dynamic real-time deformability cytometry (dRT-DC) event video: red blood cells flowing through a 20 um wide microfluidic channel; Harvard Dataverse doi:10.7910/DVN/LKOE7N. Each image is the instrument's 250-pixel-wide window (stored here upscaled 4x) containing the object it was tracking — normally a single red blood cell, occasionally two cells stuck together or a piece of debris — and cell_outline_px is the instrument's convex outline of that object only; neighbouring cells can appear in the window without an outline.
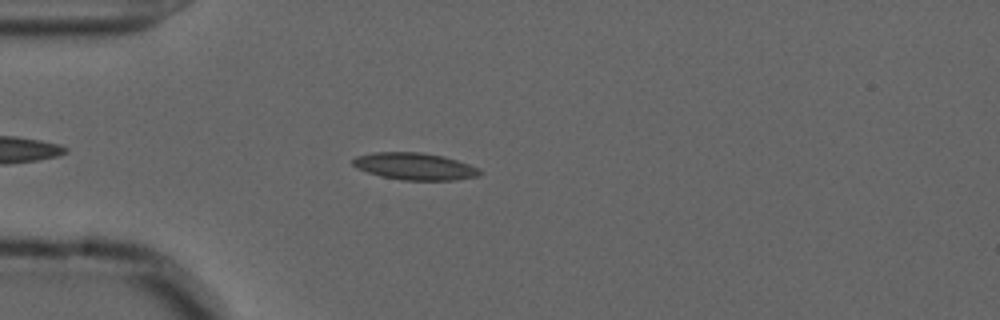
{"species": "common noctule bat (a hibernating species)", "species_latin": "Nyctalus noctula", "temperature_condition": "cold", "stored_images_in_passage": 39, "camera_frame_rate_fps": 3000, "um_per_image_px": 0.085, "animal": {"sex": "male", "forearm_length_mm": 52.5}, "frame": {"image": 1, "passage_image": 7, "time_ms": 2.0, "image_size_px": [1000, 320], "cell_outline_px": [[484, 172], [480, 176], [456, 180], [400, 180], [380, 176], [356, 168], [352, 164], [352, 160], [356, 156], [372, 152], [420, 152], [444, 156], [480, 168]], "centroid_in_image_um": [35.27, 14.14], "position_along_channel_um": 49.7, "area_um2": 20.23}}
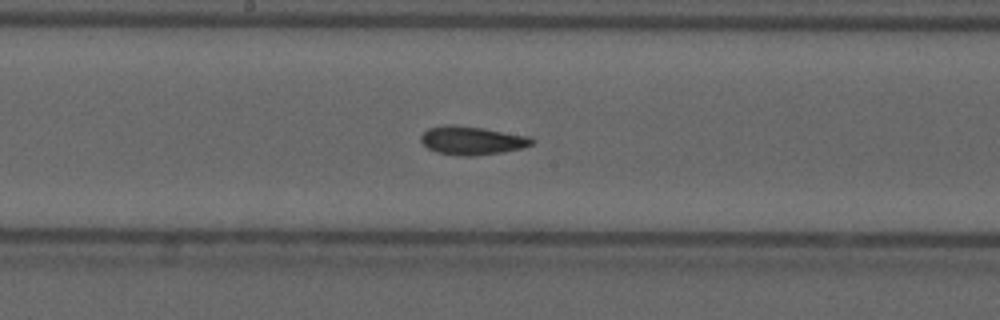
{"frame": {"image": 2, "passage_image": 21, "time_ms": 6.667, "image_size_px": [1000, 320], "cell_outline_px": [[536, 140], [532, 144], [520, 148], [500, 152], [472, 156], [464, 156], [436, 152], [428, 148], [420, 140], [420, 136], [428, 128], [448, 124], [452, 124], [484, 128], [532, 136]], "centroid_in_image_um": [40.13, 11.92], "position_along_channel_um": 208.1, "area_um2": 18.44}}
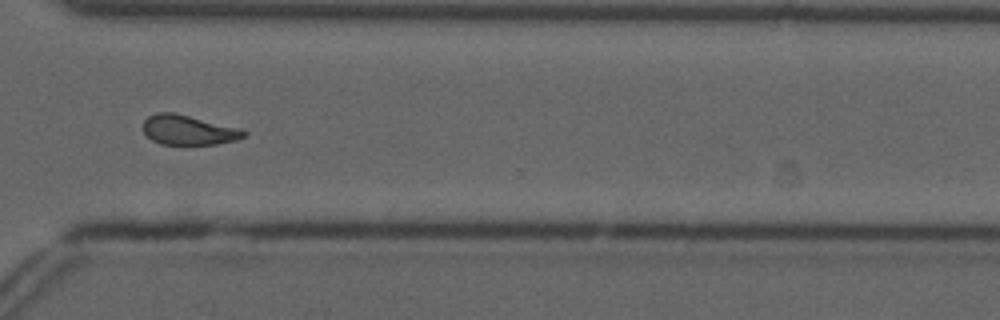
{"frame": {"image": 3, "passage_image": 33, "time_ms": 10.667, "image_size_px": [1000, 320], "cell_outline_px": [[248, 132], [244, 136], [236, 140], [216, 144], [160, 144], [152, 140], [144, 132], [144, 120], [148, 116], [156, 112], [172, 112], [240, 128]], "centroid_in_image_um": [16.01, 11.05], "position_along_channel_um": 354.6, "area_um2": 17.28}, "authors_computed_cell_mechanics": {"area_um2": 18.0914, "velocity_mm_per_s": 3.6696, "shape_relaxation_time_tau1_ms": null, "shape_relaxation_time_tau2_ms": 3.3083, "deformation_change_tau1": null, "deformation_change_tau2": 0.0771}}